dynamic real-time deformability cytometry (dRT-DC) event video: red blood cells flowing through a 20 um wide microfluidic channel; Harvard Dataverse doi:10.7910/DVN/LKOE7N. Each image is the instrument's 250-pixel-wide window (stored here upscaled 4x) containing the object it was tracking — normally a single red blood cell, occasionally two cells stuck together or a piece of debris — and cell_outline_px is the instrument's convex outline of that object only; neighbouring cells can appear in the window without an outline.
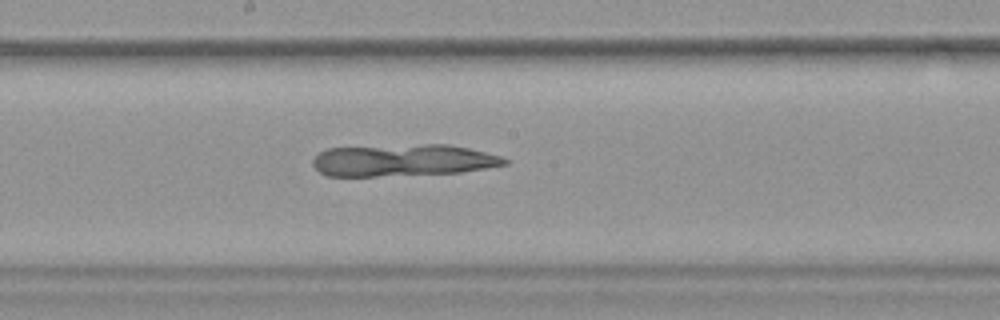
{"species": "common noctule bat (a hibernating species)", "species_latin": "Nyctalus noctula", "temperature_condition": "warm", "stored_images_in_passage": 53, "camera_frame_rate_fps": 3000, "um_per_image_px": 0.085, "animal": {"sex": "female", "body_mass_g": 19.9}, "frame": {"image": 1, "passage_image": 29, "time_ms": 9.333, "image_size_px": [1000, 320], "cell_outline_px": [[508, 164], [460, 172], [376, 176], [328, 176], [320, 172], [312, 164], [312, 160], [320, 152], [328, 148], [424, 144], [448, 144], [468, 148], [500, 156], [508, 160]], "centroid_in_image_um": [34.23, 13.62], "position_along_channel_um": 214.0, "area_um2": 35.37}}